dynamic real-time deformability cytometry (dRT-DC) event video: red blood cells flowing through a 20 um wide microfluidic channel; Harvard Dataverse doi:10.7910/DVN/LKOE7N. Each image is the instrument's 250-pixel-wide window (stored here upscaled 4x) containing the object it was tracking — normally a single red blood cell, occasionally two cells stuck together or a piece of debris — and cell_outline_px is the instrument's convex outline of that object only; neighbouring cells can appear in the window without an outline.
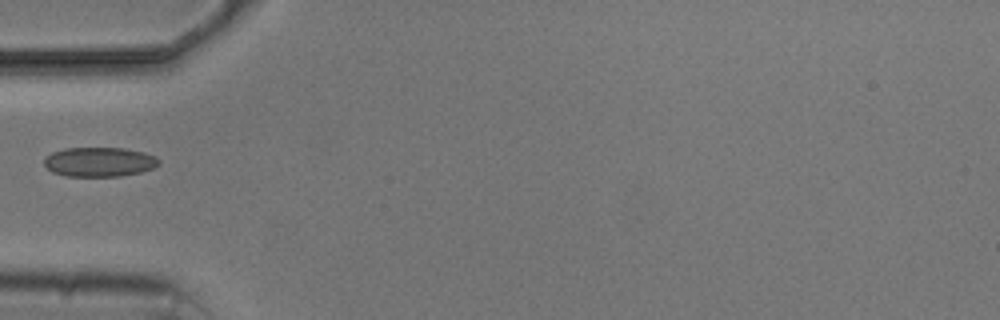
{"species": "common noctule bat (a hibernating species)", "species_latin": "Nyctalus noctula", "temperature_condition": "cold", "stored_images_in_passage": 3, "camera_frame_rate_fps": 3000, "um_per_image_px": 0.085, "animal": {"sex": "male", "body_mass_g": 20.5, "forearm_length_mm": 52.5}, "frame": {"image": 1, "passage_image": 3, "time_ms": 2.333, "image_size_px": [1000, 320], "cell_outline_px": [[160, 164], [152, 168], [140, 172], [120, 176], [64, 176], [52, 172], [44, 164], [44, 156], [52, 152], [64, 148], [124, 148], [144, 152], [156, 156], [160, 160]], "centroid_in_image_um": [8.43, 13.76], "position_along_channel_um": 76.6, "area_um2": 19.83}}